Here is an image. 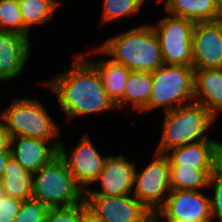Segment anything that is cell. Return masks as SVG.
I'll return each instance as SVG.
<instances>
[{
	"mask_svg": "<svg viewBox=\"0 0 222 222\" xmlns=\"http://www.w3.org/2000/svg\"><path fill=\"white\" fill-rule=\"evenodd\" d=\"M87 59L80 53L68 70L43 82L57 96L58 104L68 120L117 110L103 87L97 69Z\"/></svg>",
	"mask_w": 222,
	"mask_h": 222,
	"instance_id": "1",
	"label": "cell"
},
{
	"mask_svg": "<svg viewBox=\"0 0 222 222\" xmlns=\"http://www.w3.org/2000/svg\"><path fill=\"white\" fill-rule=\"evenodd\" d=\"M93 51L96 55L110 56L130 71L152 73L164 64L158 36L148 23L109 37Z\"/></svg>",
	"mask_w": 222,
	"mask_h": 222,
	"instance_id": "2",
	"label": "cell"
},
{
	"mask_svg": "<svg viewBox=\"0 0 222 222\" xmlns=\"http://www.w3.org/2000/svg\"><path fill=\"white\" fill-rule=\"evenodd\" d=\"M164 114L161 139L155 152L165 154L172 148L211 139L206 133L217 118L203 105L193 102Z\"/></svg>",
	"mask_w": 222,
	"mask_h": 222,
	"instance_id": "3",
	"label": "cell"
},
{
	"mask_svg": "<svg viewBox=\"0 0 222 222\" xmlns=\"http://www.w3.org/2000/svg\"><path fill=\"white\" fill-rule=\"evenodd\" d=\"M32 199L49 208L71 207L84 202L85 190L58 155L32 176Z\"/></svg>",
	"mask_w": 222,
	"mask_h": 222,
	"instance_id": "4",
	"label": "cell"
},
{
	"mask_svg": "<svg viewBox=\"0 0 222 222\" xmlns=\"http://www.w3.org/2000/svg\"><path fill=\"white\" fill-rule=\"evenodd\" d=\"M46 107L37 99H13L0 113V120L11 137L23 136L47 141H60V128Z\"/></svg>",
	"mask_w": 222,
	"mask_h": 222,
	"instance_id": "5",
	"label": "cell"
},
{
	"mask_svg": "<svg viewBox=\"0 0 222 222\" xmlns=\"http://www.w3.org/2000/svg\"><path fill=\"white\" fill-rule=\"evenodd\" d=\"M194 71L193 66L163 64L152 72L151 96L141 113L163 107L168 112L193 103Z\"/></svg>",
	"mask_w": 222,
	"mask_h": 222,
	"instance_id": "6",
	"label": "cell"
},
{
	"mask_svg": "<svg viewBox=\"0 0 222 222\" xmlns=\"http://www.w3.org/2000/svg\"><path fill=\"white\" fill-rule=\"evenodd\" d=\"M195 22L167 15L153 24L158 36L163 63L165 65L193 66L192 35Z\"/></svg>",
	"mask_w": 222,
	"mask_h": 222,
	"instance_id": "7",
	"label": "cell"
},
{
	"mask_svg": "<svg viewBox=\"0 0 222 222\" xmlns=\"http://www.w3.org/2000/svg\"><path fill=\"white\" fill-rule=\"evenodd\" d=\"M153 158L140 173L136 172V166L132 195L155 215L164 205L172 188L168 157L155 152Z\"/></svg>",
	"mask_w": 222,
	"mask_h": 222,
	"instance_id": "8",
	"label": "cell"
},
{
	"mask_svg": "<svg viewBox=\"0 0 222 222\" xmlns=\"http://www.w3.org/2000/svg\"><path fill=\"white\" fill-rule=\"evenodd\" d=\"M64 143L59 145V156L65 161L78 184L86 191L98 179L108 156L101 155L92 143L90 136H82L78 145L67 153Z\"/></svg>",
	"mask_w": 222,
	"mask_h": 222,
	"instance_id": "9",
	"label": "cell"
},
{
	"mask_svg": "<svg viewBox=\"0 0 222 222\" xmlns=\"http://www.w3.org/2000/svg\"><path fill=\"white\" fill-rule=\"evenodd\" d=\"M86 206L105 222H149L154 215L132 194L85 195Z\"/></svg>",
	"mask_w": 222,
	"mask_h": 222,
	"instance_id": "10",
	"label": "cell"
},
{
	"mask_svg": "<svg viewBox=\"0 0 222 222\" xmlns=\"http://www.w3.org/2000/svg\"><path fill=\"white\" fill-rule=\"evenodd\" d=\"M154 218L212 222L209 196L203 191L172 189Z\"/></svg>",
	"mask_w": 222,
	"mask_h": 222,
	"instance_id": "11",
	"label": "cell"
},
{
	"mask_svg": "<svg viewBox=\"0 0 222 222\" xmlns=\"http://www.w3.org/2000/svg\"><path fill=\"white\" fill-rule=\"evenodd\" d=\"M193 69L222 68V22H197L192 35Z\"/></svg>",
	"mask_w": 222,
	"mask_h": 222,
	"instance_id": "12",
	"label": "cell"
},
{
	"mask_svg": "<svg viewBox=\"0 0 222 222\" xmlns=\"http://www.w3.org/2000/svg\"><path fill=\"white\" fill-rule=\"evenodd\" d=\"M136 163L124 155L108 156L98 179L100 190L85 191V195L123 196L133 192Z\"/></svg>",
	"mask_w": 222,
	"mask_h": 222,
	"instance_id": "13",
	"label": "cell"
},
{
	"mask_svg": "<svg viewBox=\"0 0 222 222\" xmlns=\"http://www.w3.org/2000/svg\"><path fill=\"white\" fill-rule=\"evenodd\" d=\"M60 142L23 136L11 137V156L33 174L59 155Z\"/></svg>",
	"mask_w": 222,
	"mask_h": 222,
	"instance_id": "14",
	"label": "cell"
},
{
	"mask_svg": "<svg viewBox=\"0 0 222 222\" xmlns=\"http://www.w3.org/2000/svg\"><path fill=\"white\" fill-rule=\"evenodd\" d=\"M29 38L0 30V82L12 81L21 74L30 59Z\"/></svg>",
	"mask_w": 222,
	"mask_h": 222,
	"instance_id": "15",
	"label": "cell"
},
{
	"mask_svg": "<svg viewBox=\"0 0 222 222\" xmlns=\"http://www.w3.org/2000/svg\"><path fill=\"white\" fill-rule=\"evenodd\" d=\"M194 102L218 117L222 112V68L194 71Z\"/></svg>",
	"mask_w": 222,
	"mask_h": 222,
	"instance_id": "16",
	"label": "cell"
},
{
	"mask_svg": "<svg viewBox=\"0 0 222 222\" xmlns=\"http://www.w3.org/2000/svg\"><path fill=\"white\" fill-rule=\"evenodd\" d=\"M216 141L207 139L200 142L172 148L165 155L170 166H193L195 168H213V150ZM172 152V153H171Z\"/></svg>",
	"mask_w": 222,
	"mask_h": 222,
	"instance_id": "17",
	"label": "cell"
},
{
	"mask_svg": "<svg viewBox=\"0 0 222 222\" xmlns=\"http://www.w3.org/2000/svg\"><path fill=\"white\" fill-rule=\"evenodd\" d=\"M166 14L197 22L217 21V0H156Z\"/></svg>",
	"mask_w": 222,
	"mask_h": 222,
	"instance_id": "18",
	"label": "cell"
},
{
	"mask_svg": "<svg viewBox=\"0 0 222 222\" xmlns=\"http://www.w3.org/2000/svg\"><path fill=\"white\" fill-rule=\"evenodd\" d=\"M98 71L108 97L115 103L117 110L123 108L124 88L131 72L122 64L108 60L89 61Z\"/></svg>",
	"mask_w": 222,
	"mask_h": 222,
	"instance_id": "19",
	"label": "cell"
},
{
	"mask_svg": "<svg viewBox=\"0 0 222 222\" xmlns=\"http://www.w3.org/2000/svg\"><path fill=\"white\" fill-rule=\"evenodd\" d=\"M33 174L23 168L12 156L6 163L0 183L4 192L22 201L32 198Z\"/></svg>",
	"mask_w": 222,
	"mask_h": 222,
	"instance_id": "20",
	"label": "cell"
},
{
	"mask_svg": "<svg viewBox=\"0 0 222 222\" xmlns=\"http://www.w3.org/2000/svg\"><path fill=\"white\" fill-rule=\"evenodd\" d=\"M152 85V73L131 71L124 88L123 107L132 103L133 109L141 112L149 102Z\"/></svg>",
	"mask_w": 222,
	"mask_h": 222,
	"instance_id": "21",
	"label": "cell"
},
{
	"mask_svg": "<svg viewBox=\"0 0 222 222\" xmlns=\"http://www.w3.org/2000/svg\"><path fill=\"white\" fill-rule=\"evenodd\" d=\"M212 168L193 166H170V184L175 190L202 191L208 188Z\"/></svg>",
	"mask_w": 222,
	"mask_h": 222,
	"instance_id": "22",
	"label": "cell"
},
{
	"mask_svg": "<svg viewBox=\"0 0 222 222\" xmlns=\"http://www.w3.org/2000/svg\"><path fill=\"white\" fill-rule=\"evenodd\" d=\"M23 20V35L29 38L30 28L48 22L61 5L58 0H18Z\"/></svg>",
	"mask_w": 222,
	"mask_h": 222,
	"instance_id": "23",
	"label": "cell"
},
{
	"mask_svg": "<svg viewBox=\"0 0 222 222\" xmlns=\"http://www.w3.org/2000/svg\"><path fill=\"white\" fill-rule=\"evenodd\" d=\"M146 0H103L102 24L139 14Z\"/></svg>",
	"mask_w": 222,
	"mask_h": 222,
	"instance_id": "24",
	"label": "cell"
},
{
	"mask_svg": "<svg viewBox=\"0 0 222 222\" xmlns=\"http://www.w3.org/2000/svg\"><path fill=\"white\" fill-rule=\"evenodd\" d=\"M0 30L23 35V20L18 0H0Z\"/></svg>",
	"mask_w": 222,
	"mask_h": 222,
	"instance_id": "25",
	"label": "cell"
},
{
	"mask_svg": "<svg viewBox=\"0 0 222 222\" xmlns=\"http://www.w3.org/2000/svg\"><path fill=\"white\" fill-rule=\"evenodd\" d=\"M49 207L37 200H24L14 222H44Z\"/></svg>",
	"mask_w": 222,
	"mask_h": 222,
	"instance_id": "26",
	"label": "cell"
},
{
	"mask_svg": "<svg viewBox=\"0 0 222 222\" xmlns=\"http://www.w3.org/2000/svg\"><path fill=\"white\" fill-rule=\"evenodd\" d=\"M44 222H82V203L71 207L49 208Z\"/></svg>",
	"mask_w": 222,
	"mask_h": 222,
	"instance_id": "27",
	"label": "cell"
},
{
	"mask_svg": "<svg viewBox=\"0 0 222 222\" xmlns=\"http://www.w3.org/2000/svg\"><path fill=\"white\" fill-rule=\"evenodd\" d=\"M208 188L214 192V195L209 197L212 222H215V219L222 222V179L210 175Z\"/></svg>",
	"mask_w": 222,
	"mask_h": 222,
	"instance_id": "28",
	"label": "cell"
},
{
	"mask_svg": "<svg viewBox=\"0 0 222 222\" xmlns=\"http://www.w3.org/2000/svg\"><path fill=\"white\" fill-rule=\"evenodd\" d=\"M23 201L21 199L6 196L0 198V222H14L20 211Z\"/></svg>",
	"mask_w": 222,
	"mask_h": 222,
	"instance_id": "29",
	"label": "cell"
},
{
	"mask_svg": "<svg viewBox=\"0 0 222 222\" xmlns=\"http://www.w3.org/2000/svg\"><path fill=\"white\" fill-rule=\"evenodd\" d=\"M211 175L222 179V144L217 141L213 150V168Z\"/></svg>",
	"mask_w": 222,
	"mask_h": 222,
	"instance_id": "30",
	"label": "cell"
},
{
	"mask_svg": "<svg viewBox=\"0 0 222 222\" xmlns=\"http://www.w3.org/2000/svg\"><path fill=\"white\" fill-rule=\"evenodd\" d=\"M11 135L0 120V153H11Z\"/></svg>",
	"mask_w": 222,
	"mask_h": 222,
	"instance_id": "31",
	"label": "cell"
},
{
	"mask_svg": "<svg viewBox=\"0 0 222 222\" xmlns=\"http://www.w3.org/2000/svg\"><path fill=\"white\" fill-rule=\"evenodd\" d=\"M82 222H105L87 206L85 201L82 203Z\"/></svg>",
	"mask_w": 222,
	"mask_h": 222,
	"instance_id": "32",
	"label": "cell"
},
{
	"mask_svg": "<svg viewBox=\"0 0 222 222\" xmlns=\"http://www.w3.org/2000/svg\"><path fill=\"white\" fill-rule=\"evenodd\" d=\"M10 157L11 153H0V183L3 178L4 168Z\"/></svg>",
	"mask_w": 222,
	"mask_h": 222,
	"instance_id": "33",
	"label": "cell"
},
{
	"mask_svg": "<svg viewBox=\"0 0 222 222\" xmlns=\"http://www.w3.org/2000/svg\"><path fill=\"white\" fill-rule=\"evenodd\" d=\"M217 21L222 22V0H217Z\"/></svg>",
	"mask_w": 222,
	"mask_h": 222,
	"instance_id": "34",
	"label": "cell"
},
{
	"mask_svg": "<svg viewBox=\"0 0 222 222\" xmlns=\"http://www.w3.org/2000/svg\"><path fill=\"white\" fill-rule=\"evenodd\" d=\"M160 221H165V222H191L189 220H160Z\"/></svg>",
	"mask_w": 222,
	"mask_h": 222,
	"instance_id": "35",
	"label": "cell"
},
{
	"mask_svg": "<svg viewBox=\"0 0 222 222\" xmlns=\"http://www.w3.org/2000/svg\"><path fill=\"white\" fill-rule=\"evenodd\" d=\"M6 196H7V194L4 192L2 186L0 185V198L1 197H6Z\"/></svg>",
	"mask_w": 222,
	"mask_h": 222,
	"instance_id": "36",
	"label": "cell"
},
{
	"mask_svg": "<svg viewBox=\"0 0 222 222\" xmlns=\"http://www.w3.org/2000/svg\"><path fill=\"white\" fill-rule=\"evenodd\" d=\"M149 222H159V221L153 217Z\"/></svg>",
	"mask_w": 222,
	"mask_h": 222,
	"instance_id": "37",
	"label": "cell"
}]
</instances>
